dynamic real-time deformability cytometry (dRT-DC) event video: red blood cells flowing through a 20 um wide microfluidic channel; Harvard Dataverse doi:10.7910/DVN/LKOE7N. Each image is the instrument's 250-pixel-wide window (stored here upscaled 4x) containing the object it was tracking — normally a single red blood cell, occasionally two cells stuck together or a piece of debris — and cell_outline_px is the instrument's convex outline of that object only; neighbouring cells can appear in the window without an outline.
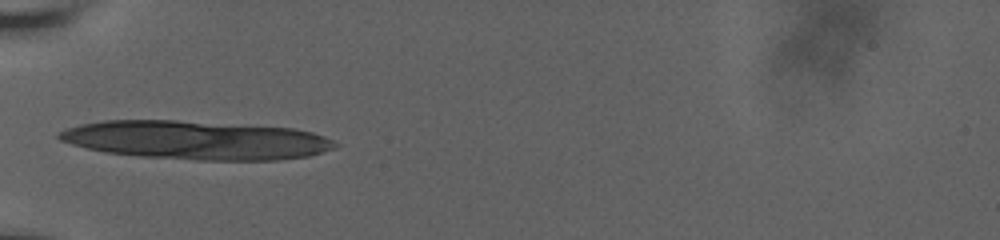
{"species": "human", "species_latin": "Homo sapiens", "temperature_condition": "room temperature", "stored_images_in_passage": 6, "camera_frame_rate_fps": 3000, "um_per_image_px": 0.085, "donor": {"sex": "male"}, "frame": {"image": 1, "passage_image": 5, "time_ms": 3.333, "image_size_px": [1000, 240], "cell_outline_px": [[340, 144], [336, 148], [308, 156], [276, 160], [196, 160], [140, 156], [108, 152], [88, 148], [72, 144], [60, 140], [56, 136], [60, 132], [68, 128], [80, 124], [104, 120], [176, 120], [296, 128], [312, 132], [324, 136]], "centroid_in_image_um": [16.72, 11.9], "position_along_channel_um": 68.3, "area_um2": 62.14}}